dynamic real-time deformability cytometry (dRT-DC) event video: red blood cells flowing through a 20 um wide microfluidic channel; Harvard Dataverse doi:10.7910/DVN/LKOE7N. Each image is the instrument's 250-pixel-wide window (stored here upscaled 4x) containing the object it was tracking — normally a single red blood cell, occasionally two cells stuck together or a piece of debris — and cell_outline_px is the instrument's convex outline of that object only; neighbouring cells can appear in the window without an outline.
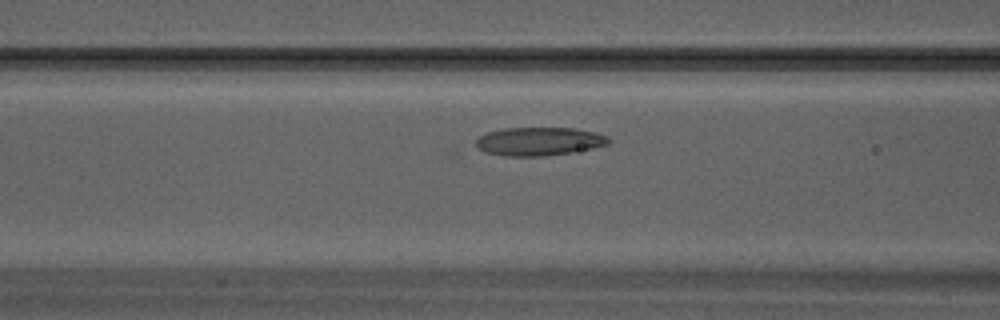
{"species": "Egyptian fruit bat (a non-hibernating species)", "species_latin": "Rousettus aegyptiacus", "temperature_condition": "warm", "stored_images_in_passage": 21, "camera_frame_rate_fps": 3000, "um_per_image_px": 0.085, "animal": {"sex": "male"}, "frame": {"image": 1, "passage_image": 8, "time_ms": 2.333, "image_size_px": [1000, 320], "cell_outline_px": [[612, 140], [608, 144], [592, 148], [572, 152], [544, 156], [504, 156], [484, 152], [476, 148], [476, 140], [480, 136], [488, 132], [504, 128], [576, 128], [596, 132], [608, 136]], "centroid_in_image_um": [45.83, 12.02], "position_along_channel_um": 120.8, "area_um2": 22.08}}
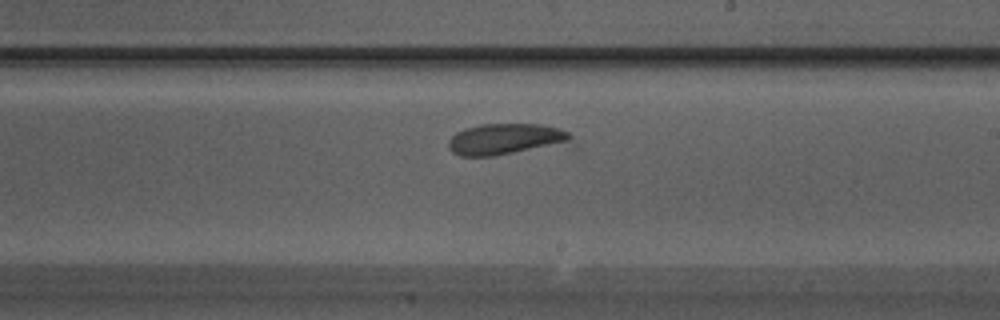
{"frame": {"image": 2, "passage_image": 14, "time_ms": 4.333, "image_size_px": [1000, 320], "cell_outline_px": [[572, 148], [492, 156], [460, 156], [452, 152], [448, 148], [448, 140], [456, 132], [464, 128], [480, 124], [540, 124], [560, 128], [568, 132], [572, 136]], "centroid_in_image_um": [43.19, 11.87], "position_along_channel_um": 245.8, "area_um2": 23.87}}
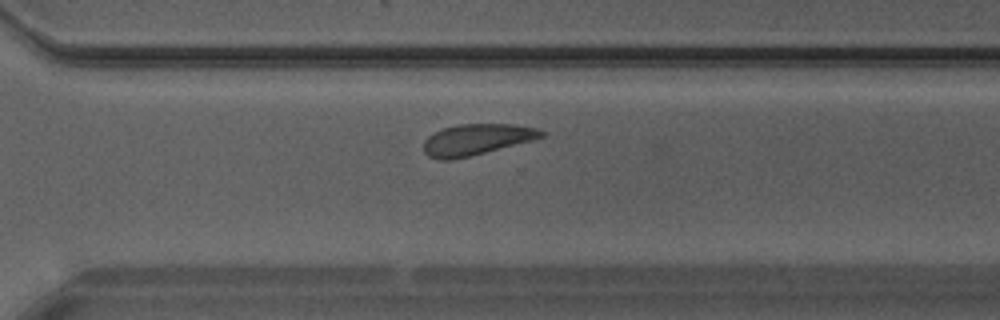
{"frame": {"image": 3, "passage_image": 18, "time_ms": 5.667, "image_size_px": [1000, 320], "cell_outline_px": [[544, 136], [536, 140], [468, 156], [448, 160], [440, 160], [428, 156], [424, 152], [424, 140], [428, 136], [444, 128], [460, 124], [512, 124], [540, 128], [544, 132]], "centroid_in_image_um": [40.55, 11.85], "position_along_channel_um": 330.1, "area_um2": 21.27}}